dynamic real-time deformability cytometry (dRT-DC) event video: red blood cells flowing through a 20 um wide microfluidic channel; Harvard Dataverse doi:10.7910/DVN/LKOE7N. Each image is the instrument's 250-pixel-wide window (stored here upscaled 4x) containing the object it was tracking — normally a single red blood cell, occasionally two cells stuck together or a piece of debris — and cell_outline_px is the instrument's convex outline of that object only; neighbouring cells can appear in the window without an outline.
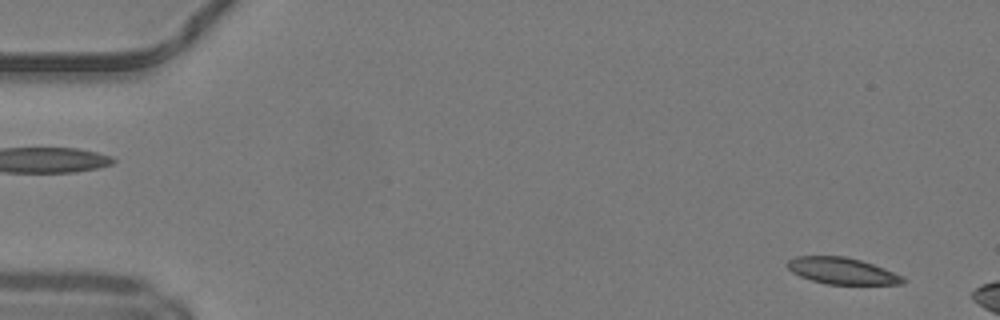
{"species": "common noctule bat (a hibernating species)", "species_latin": "Nyctalus noctula", "temperature_condition": "warm", "stored_images_in_passage": 10, "camera_frame_rate_fps": 3000, "um_per_image_px": 0.085, "animal": {"sex": "male", "body_mass_g": 19.2, "forearm_length_mm": 51.8}, "frame": {"image": 1, "passage_image": 4, "time_ms": 1.0, "image_size_px": [1000, 320], "cell_outline_px": [[908, 280], [904, 284], [828, 284], [812, 280], [800, 276], [792, 272], [784, 264], [788, 260], [796, 256], [844, 256], [860, 260], [884, 268]], "centroid_in_image_um": [71.54, 23.02], "position_along_channel_um": 13.5, "area_um2": 17.74}}